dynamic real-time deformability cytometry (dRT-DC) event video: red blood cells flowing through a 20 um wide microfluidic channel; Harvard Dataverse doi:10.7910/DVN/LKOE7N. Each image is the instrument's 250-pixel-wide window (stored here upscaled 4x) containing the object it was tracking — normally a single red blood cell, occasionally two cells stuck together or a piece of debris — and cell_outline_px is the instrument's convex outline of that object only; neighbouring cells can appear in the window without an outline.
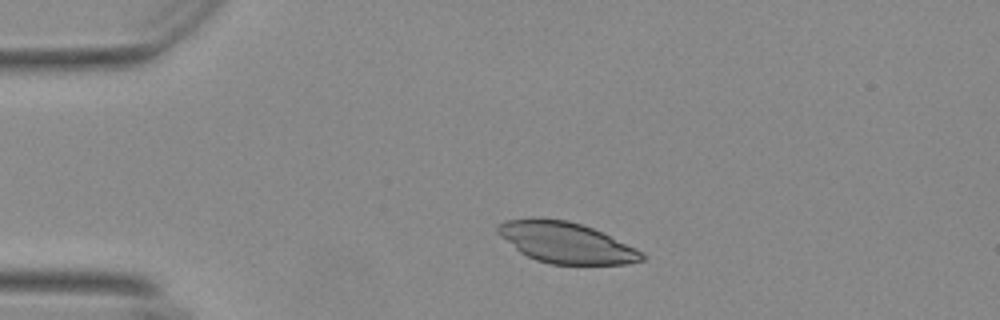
{"species": "Egyptian fruit bat (a non-hibernating species)", "species_latin": "Rousettus aegyptiacus", "temperature_condition": "warm", "stored_images_in_passage": 44, "camera_frame_rate_fps": 3000, "um_per_image_px": 0.085, "animal": {"sex": "female"}, "frame": {"image": 1, "passage_image": 1, "time_ms": 0.0, "image_size_px": [1000, 320], "cell_outline_px": [[648, 256], [644, 260], [628, 264], [548, 264], [536, 260], [520, 252], [500, 236], [496, 232], [496, 224], [504, 220], [568, 220], [592, 228], [636, 248], [644, 252]], "centroid_in_image_um": [48.15, 20.66], "position_along_channel_um": 36.9, "area_um2": 33.81}}
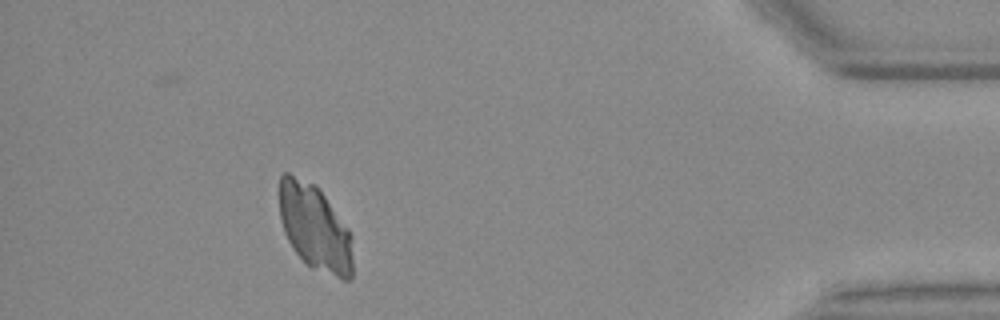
{"frame": {"image": 2, "passage_image": 39, "time_ms": 12.667, "image_size_px": [1000, 320], "cell_outline_px": [[352, 280], [344, 280], [312, 268], [292, 248], [284, 232], [280, 220], [280, 176], [284, 172], [288, 172], [312, 184], [324, 196], [348, 228], [352, 236]], "centroid_in_image_um": [26.77, 19.38], "position_along_channel_um": 408.4, "area_um2": 36.41}}